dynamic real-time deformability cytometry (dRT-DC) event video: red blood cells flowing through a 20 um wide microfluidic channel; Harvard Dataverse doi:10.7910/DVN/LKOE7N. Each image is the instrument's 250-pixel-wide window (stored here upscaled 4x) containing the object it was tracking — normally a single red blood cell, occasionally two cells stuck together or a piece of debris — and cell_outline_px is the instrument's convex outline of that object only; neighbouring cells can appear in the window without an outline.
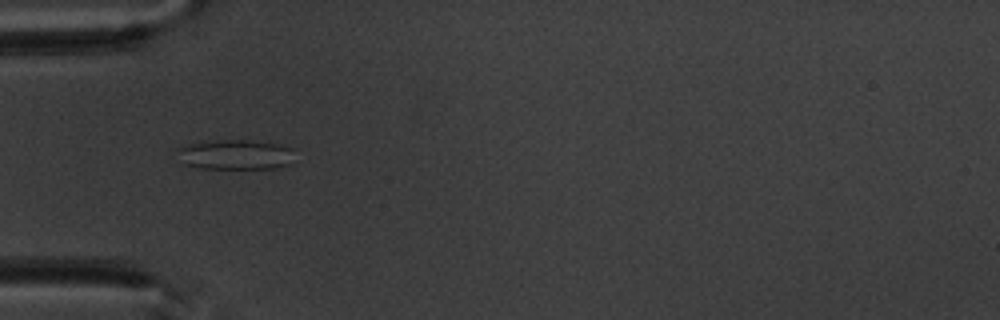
{"species": "common noctule bat (a hibernating species)", "species_latin": "Nyctalus noctula", "temperature_condition": "warm", "stored_images_in_passage": 3, "camera_frame_rate_fps": 3000, "um_per_image_px": 0.085, "animal": {"sex": "male", "body_mass_g": 20.1, "forearm_length_mm": 53.5}, "frame": {"image": 1, "passage_image": 1, "time_ms": 0.0, "image_size_px": [1000, 320], "cell_outline_px": [[292, 164], [276, 168], [200, 168], [184, 164], [176, 148], [188, 144], [204, 140], [252, 140], [280, 144], [292, 148]], "centroid_in_image_um": [20.02, 13.13], "position_along_channel_um": 65.0, "area_um2": 20.63}}
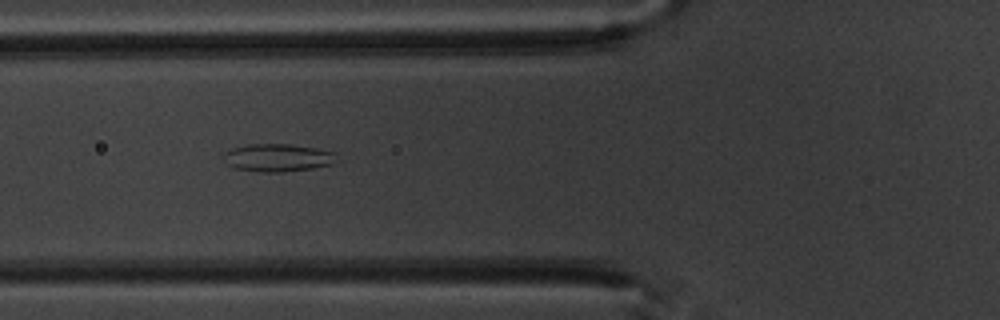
{"frame": {"image": 2, "passage_image": 2, "time_ms": 1.0, "image_size_px": [1000, 320], "cell_outline_px": [[336, 152], [332, 164], [312, 168], [284, 172], [260, 172], [236, 168], [228, 164], [224, 156], [224, 152], [232, 148], [248, 144], [288, 144], [316, 148]], "centroid_in_image_um": [23.59, 13.4], "position_along_channel_um": 102.2, "area_um2": 18.09}}